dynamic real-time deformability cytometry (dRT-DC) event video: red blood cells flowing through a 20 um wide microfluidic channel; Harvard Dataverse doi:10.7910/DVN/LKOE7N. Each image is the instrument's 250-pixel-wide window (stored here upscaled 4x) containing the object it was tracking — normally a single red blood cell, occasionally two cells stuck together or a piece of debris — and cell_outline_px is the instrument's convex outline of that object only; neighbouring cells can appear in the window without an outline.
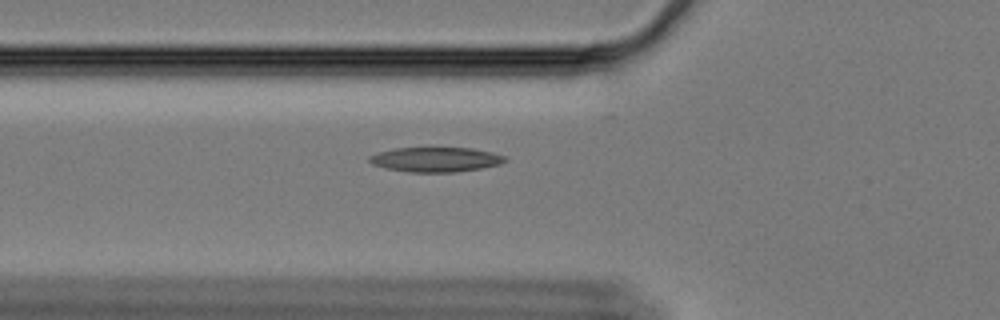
{"species": "Egyptian fruit bat (a non-hibernating species)", "species_latin": "Rousettus aegyptiacus", "temperature_condition": "cold", "stored_images_in_passage": 60, "camera_frame_rate_fps": 3000, "um_per_image_px": 0.085, "animal": {"sex": "female"}, "frame": {"image": 1, "passage_image": 22, "time_ms": 7.0, "image_size_px": [1000, 320], "cell_outline_px": [[508, 160], [500, 164], [480, 168], [456, 172], [408, 172], [388, 168], [372, 164], [368, 160], [368, 156], [380, 152], [396, 148], [432, 144], [472, 148], [492, 152], [504, 156]], "centroid_in_image_um": [37.03, 13.5], "position_along_channel_um": 88.8, "area_um2": 20.46}}
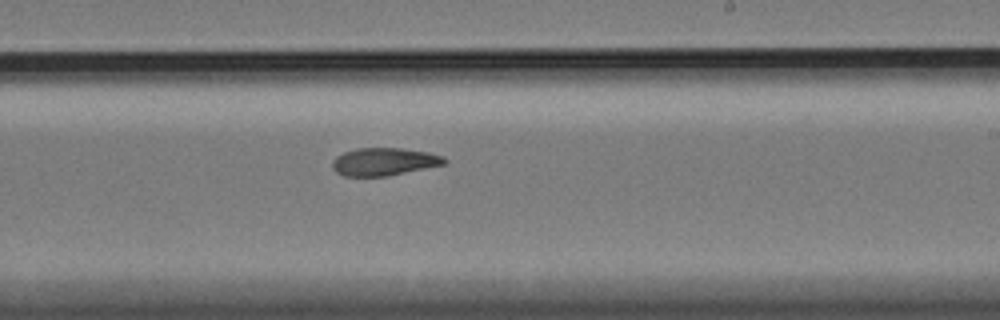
{"frame": {"image": 2, "passage_image": 37, "time_ms": 12.0, "image_size_px": [1000, 320], "cell_outline_px": [[448, 160], [444, 164], [388, 176], [344, 176], [336, 172], [332, 168], [332, 160], [336, 156], [344, 152], [356, 148], [400, 148], [428, 152], [444, 156]], "centroid_in_image_um": [32.62, 13.74], "position_along_channel_um": 256.4, "area_um2": 18.15}}
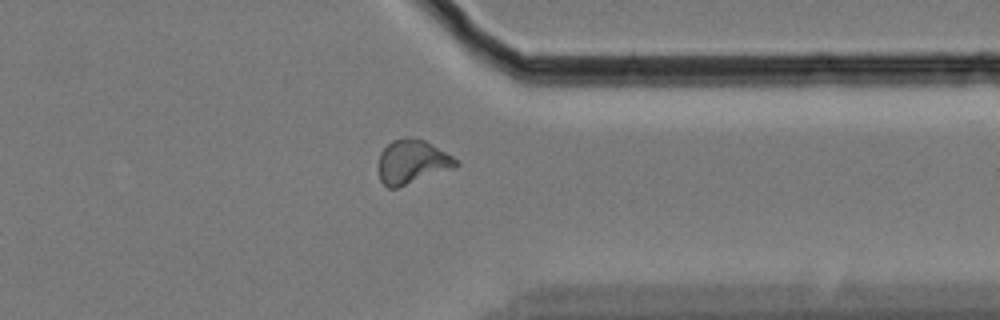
{"frame": {"image": 3, "passage_image": 48, "time_ms": 15.667, "image_size_px": [1000, 320], "cell_outline_px": [[460, 164], [452, 168], [396, 188], [388, 188], [380, 180], [380, 152], [392, 140], [408, 136], [412, 136], [424, 140], [452, 156]], "centroid_in_image_um": [35.01, 13.73], "position_along_channel_um": 376.4, "area_um2": 19.42}, "authors_computed_cell_mechanics": {"area_um2": 18.9295, "velocity_mm_per_s": 3.3436, "shape_relaxation_time_tau1_ms": null, "shape_relaxation_time_tau2_ms": 8.3821, "deformation_change_tau1": null, "deformation_change_tau2": 0.155}}